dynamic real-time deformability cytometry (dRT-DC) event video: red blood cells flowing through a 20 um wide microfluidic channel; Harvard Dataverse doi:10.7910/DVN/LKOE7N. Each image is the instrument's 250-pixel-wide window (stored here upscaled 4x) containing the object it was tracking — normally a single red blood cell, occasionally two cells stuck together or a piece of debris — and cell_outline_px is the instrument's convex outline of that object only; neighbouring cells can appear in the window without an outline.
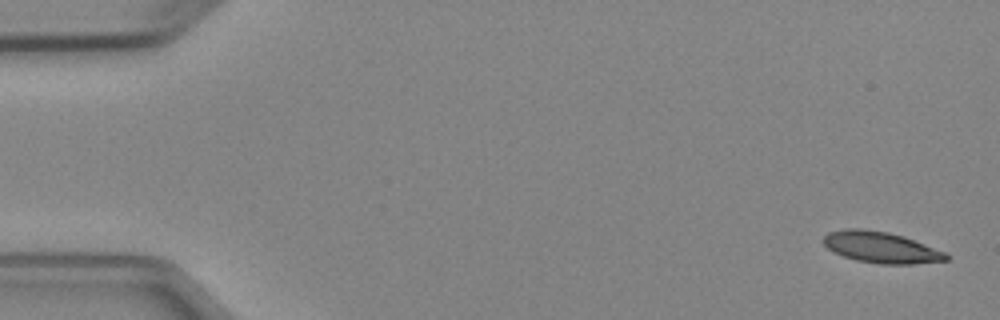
{"species": "Egyptian fruit bat (a non-hibernating species)", "species_latin": "Rousettus aegyptiacus", "temperature_condition": "cold", "stored_images_in_passage": 4, "camera_frame_rate_fps": 3000, "um_per_image_px": 0.085, "animal": {"sex": "female"}, "frame": {"image": 1, "passage_image": 1, "time_ms": 0.0, "image_size_px": [1000, 320], "cell_outline_px": [[948, 260], [912, 264], [880, 264], [856, 260], [832, 252], [824, 244], [824, 236], [828, 232], [844, 228], [860, 228], [888, 232], [904, 236], [944, 252], [948, 256]], "centroid_in_image_um": [74.84, 21.02], "position_along_channel_um": 10.2, "area_um2": 22.2}}